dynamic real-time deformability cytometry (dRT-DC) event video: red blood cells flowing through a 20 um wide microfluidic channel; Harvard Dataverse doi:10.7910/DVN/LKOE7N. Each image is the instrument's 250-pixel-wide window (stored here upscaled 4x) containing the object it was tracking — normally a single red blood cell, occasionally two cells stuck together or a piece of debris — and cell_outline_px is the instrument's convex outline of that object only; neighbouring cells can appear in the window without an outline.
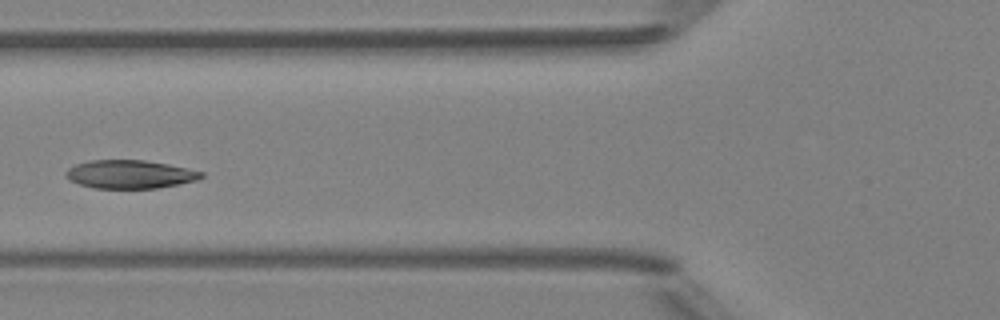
{"species": "Egyptian fruit bat (a non-hibernating species)", "species_latin": "Rousettus aegyptiacus", "temperature_condition": "room temperature", "stored_images_in_passage": 2, "camera_frame_rate_fps": 3000, "um_per_image_px": 0.085, "animal": {"sex": "female"}, "frame": {"image": 1, "passage_image": 2, "time_ms": 1.0, "image_size_px": [1000, 320], "cell_outline_px": [[204, 176], [196, 180], [156, 188], [92, 188], [80, 184], [72, 180], [64, 172], [68, 168], [76, 164], [88, 160], [144, 160], [168, 164], [204, 172]], "centroid_in_image_um": [11.04, 14.8], "position_along_channel_um": 114.8, "area_um2": 22.14}}